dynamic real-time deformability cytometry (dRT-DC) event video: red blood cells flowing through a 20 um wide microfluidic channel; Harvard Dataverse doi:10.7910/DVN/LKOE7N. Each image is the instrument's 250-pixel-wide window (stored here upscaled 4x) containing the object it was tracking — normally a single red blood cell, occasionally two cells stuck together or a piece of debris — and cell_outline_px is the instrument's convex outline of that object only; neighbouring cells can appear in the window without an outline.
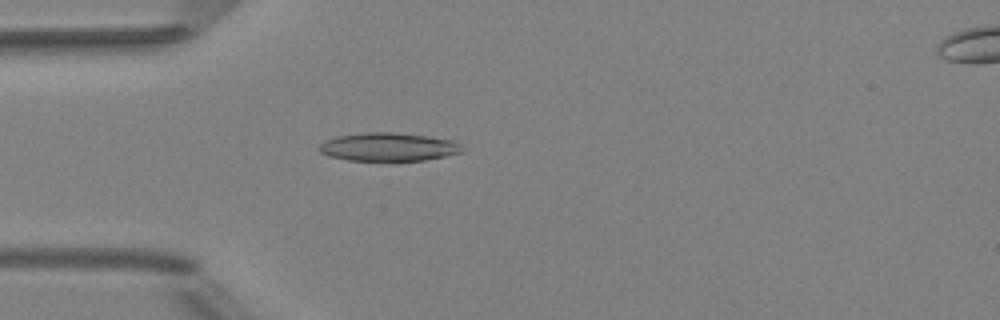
{"species": "Egyptian fruit bat (a non-hibernating species)", "species_latin": "Rousettus aegyptiacus", "temperature_condition": "room temperature", "stored_images_in_passage": 4, "camera_frame_rate_fps": 3000, "um_per_image_px": 0.085, "animal": {"sex": "female"}, "frame": {"image": 1, "passage_image": 4, "time_ms": 3.667, "image_size_px": [1000, 320], "cell_outline_px": [[464, 148], [460, 152], [444, 156], [424, 160], [348, 160], [328, 156], [320, 152], [320, 144], [336, 136], [368, 132], [392, 132], [428, 136], [452, 140], [460, 144]], "centroid_in_image_um": [33.02, 12.48], "position_along_channel_um": 52.0, "area_um2": 23.29}}